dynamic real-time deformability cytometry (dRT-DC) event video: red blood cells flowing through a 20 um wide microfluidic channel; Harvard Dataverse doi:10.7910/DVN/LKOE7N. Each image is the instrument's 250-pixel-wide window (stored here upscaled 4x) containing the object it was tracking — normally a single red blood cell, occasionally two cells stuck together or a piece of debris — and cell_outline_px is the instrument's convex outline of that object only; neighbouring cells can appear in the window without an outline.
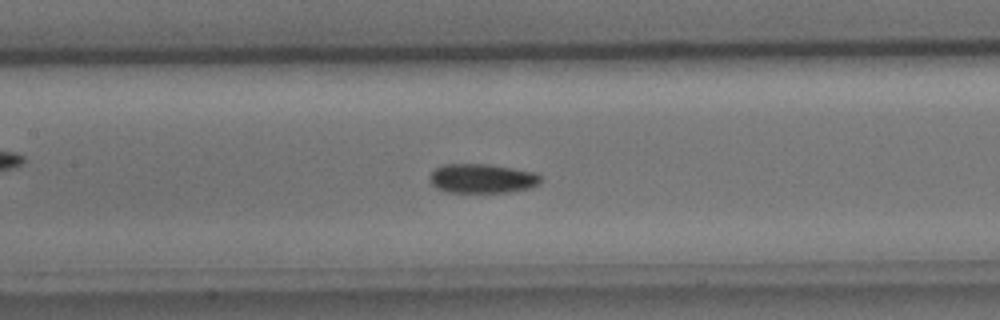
{"species": "common noctule bat (a hibernating species)", "species_latin": "Nyctalus noctula", "temperature_condition": "cold", "stored_images_in_passage": 52, "segment_of_instrument_passage": [1, 2], "camera_frame_rate_fps": 3000, "um_per_image_px": 0.085, "animal": {"sex": "male", "body_mass_g": 15.6}, "frame": {"image": 1, "passage_image": 24, "time_ms": 7.667, "image_size_px": [1000, 320], "cell_outline_px": [[540, 184], [528, 188], [508, 192], [448, 192], [436, 188], [432, 184], [428, 176], [436, 168], [444, 164], [488, 164], [536, 172], [540, 176]], "centroid_in_image_um": [40.97, 15.17], "position_along_channel_um": 166.4, "area_um2": 18.9}}
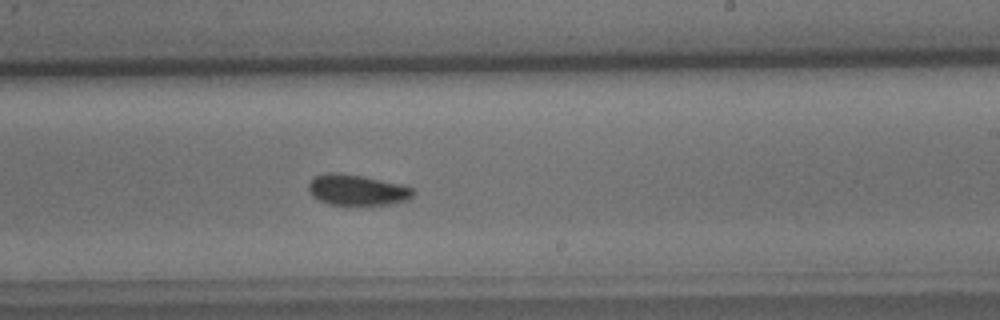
{"frame": {"image": 2, "passage_image": 31, "time_ms": 10.0, "image_size_px": [1000, 320], "cell_outline_px": [[416, 192], [408, 200], [396, 204], [332, 204], [320, 200], [312, 196], [308, 188], [308, 184], [316, 176], [332, 172], [336, 172], [360, 176], [400, 184], [412, 188]], "centroid_in_image_um": [30.38, 16.15], "position_along_channel_um": 258.6, "area_um2": 18.38}}
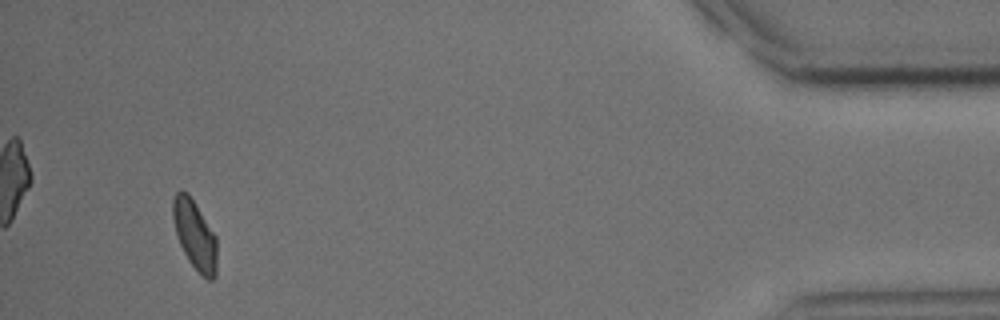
{"frame": {"image": 3, "passage_image": 48, "time_ms": 15.667, "image_size_px": [1000, 320], "cell_outline_px": [[216, 276], [212, 280], [208, 280], [188, 260], [176, 236], [172, 216], [172, 200], [176, 192], [180, 188], [188, 192], [196, 204], [216, 236]], "centroid_in_image_um": [16.53, 19.91], "position_along_channel_um": 418.7, "area_um2": 17.8}}